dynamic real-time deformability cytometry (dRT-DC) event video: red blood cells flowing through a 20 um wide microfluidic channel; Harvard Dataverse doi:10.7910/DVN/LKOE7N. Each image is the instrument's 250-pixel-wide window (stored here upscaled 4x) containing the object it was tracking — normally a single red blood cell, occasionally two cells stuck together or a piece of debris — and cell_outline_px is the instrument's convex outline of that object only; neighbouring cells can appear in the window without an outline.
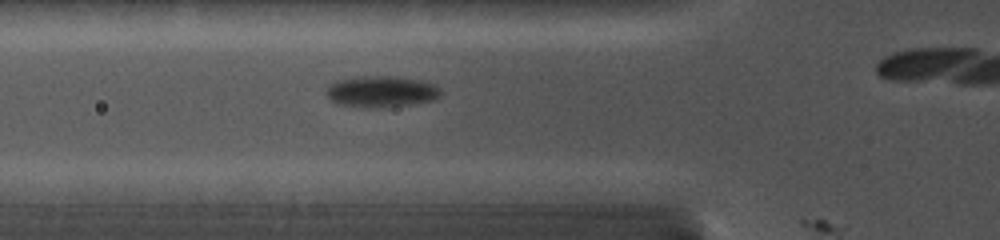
{"species": "common noctule bat (a hibernating species)", "species_latin": "Nyctalus noctula", "temperature_condition": "cold", "stored_images_in_passage": 4, "camera_frame_rate_fps": 5000, "um_per_image_px": 0.085, "animal": {"sex": "female", "body_mass_g": 19.0, "forearm_length_mm": 56.7}, "frame": {"image": 1, "passage_image": 3, "time_ms": 1.6, "image_size_px": [1000, 240], "cell_outline_px": [[444, 92], [440, 96], [432, 100], [412, 104], [388, 108], [360, 108], [336, 104], [328, 100], [324, 92], [328, 84], [340, 80], [360, 76], [388, 76], [420, 80], [436, 84]], "centroid_in_image_um": [32.38, 7.81], "position_along_channel_um": 93.4, "area_um2": 21.5}}